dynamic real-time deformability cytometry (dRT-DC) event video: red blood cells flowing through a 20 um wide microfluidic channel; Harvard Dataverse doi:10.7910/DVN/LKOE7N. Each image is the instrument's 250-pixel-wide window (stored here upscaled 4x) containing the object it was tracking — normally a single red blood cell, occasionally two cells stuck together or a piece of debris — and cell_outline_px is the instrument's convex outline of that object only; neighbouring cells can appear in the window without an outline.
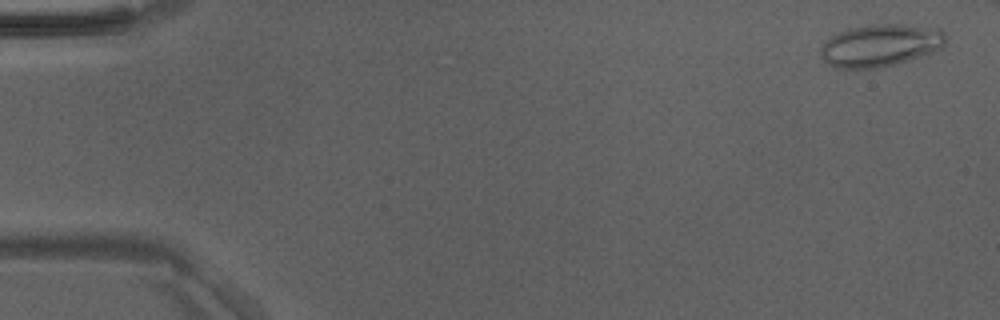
{"species": "Egyptian fruit bat (a non-hibernating species)", "species_latin": "Rousettus aegyptiacus", "temperature_condition": "room temperature", "stored_images_in_passage": 44, "camera_frame_rate_fps": 3000, "um_per_image_px": 0.085, "animal": {"sex": "male"}, "frame": {"image": 1, "passage_image": 2, "time_ms": 0.333, "image_size_px": [1000, 320], "cell_outline_px": [[944, 44], [940, 48], [932, 52], [908, 60], [876, 68], [836, 68], [828, 64], [820, 56], [820, 48], [832, 36], [848, 28], [876, 24], [896, 24], [940, 28], [944, 32]], "centroid_in_image_um": [74.81, 3.85], "position_along_channel_um": 10.2, "area_um2": 30.46}}
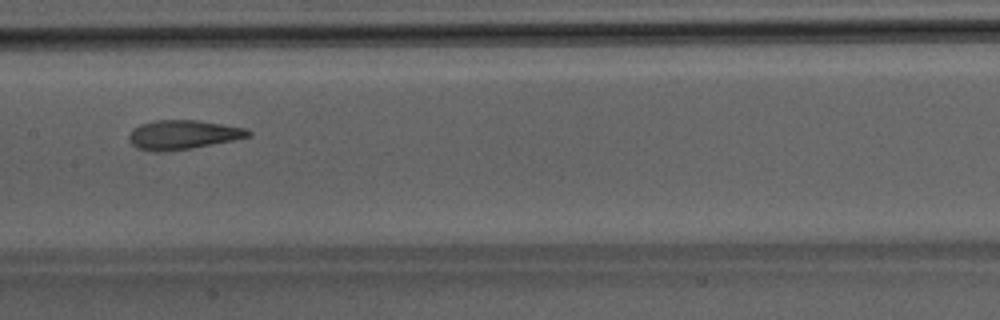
{"frame": {"image": 2, "passage_image": 25, "time_ms": 8.0, "image_size_px": [1000, 320], "cell_outline_px": [[252, 136], [192, 148], [164, 152], [156, 152], [136, 148], [128, 140], [128, 136], [132, 128], [140, 124], [156, 120], [196, 120], [248, 128], [252, 132]], "centroid_in_image_um": [15.53, 11.45], "position_along_channel_um": 191.9, "area_um2": 20.46}}
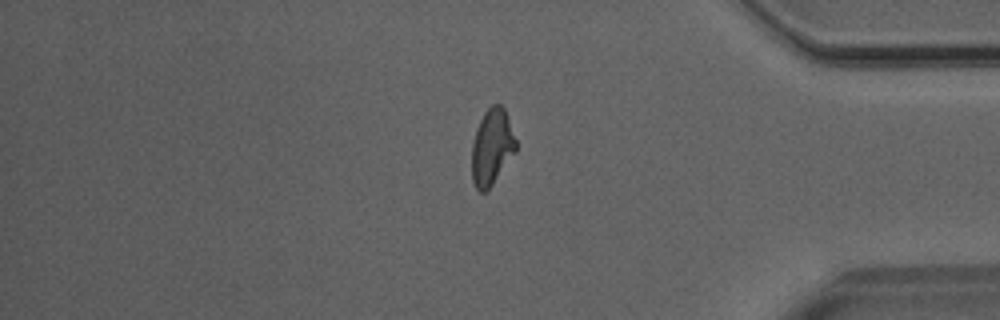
{"frame": {"image": 3, "passage_image": 41, "time_ms": 13.333, "image_size_px": [1000, 320], "cell_outline_px": [[516, 152], [492, 184], [484, 192], [480, 192], [476, 188], [472, 180], [472, 144], [476, 128], [484, 112], [492, 104], [500, 104], [504, 108], [516, 140]], "centroid_in_image_um": [41.8, 12.49], "position_along_channel_um": 393.4, "area_um2": 19.42}}